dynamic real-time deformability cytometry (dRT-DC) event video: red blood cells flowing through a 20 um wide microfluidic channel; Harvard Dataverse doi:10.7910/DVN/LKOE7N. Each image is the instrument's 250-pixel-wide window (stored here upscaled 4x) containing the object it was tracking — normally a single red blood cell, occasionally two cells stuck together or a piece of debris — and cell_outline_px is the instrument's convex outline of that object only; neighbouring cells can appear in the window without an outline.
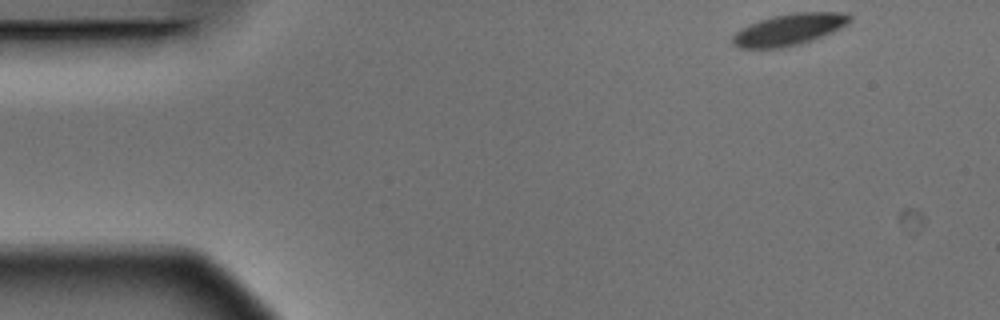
{"species": "Egyptian fruit bat (a non-hibernating species)", "species_latin": "Rousettus aegyptiacus", "temperature_condition": "warm", "stored_images_in_passage": 4, "camera_frame_rate_fps": 3000, "um_per_image_px": 0.085, "animal": {"sex": "male"}, "frame": {"image": 1, "passage_image": 1, "time_ms": 0.0, "image_size_px": [1000, 320], "cell_outline_px": [[852, 20], [848, 24], [832, 32], [812, 40], [800, 44], [784, 48], [740, 48], [732, 44], [732, 36], [740, 28], [748, 24], [772, 16], [792, 12], [848, 12], [852, 16]], "centroid_in_image_um": [67.09, 2.5], "position_along_channel_um": 17.9, "area_um2": 21.85}}
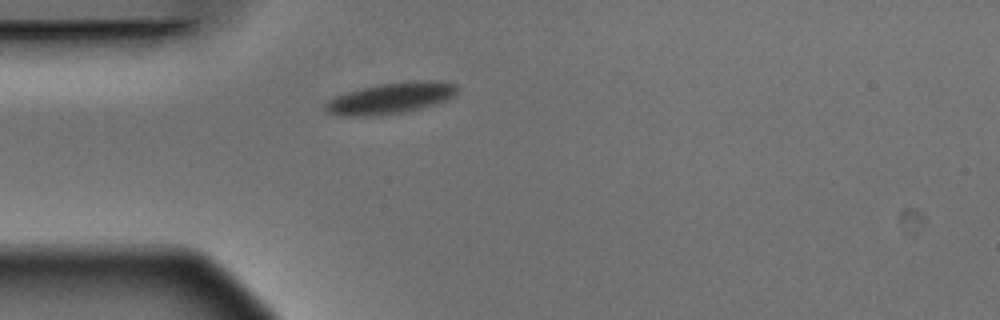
{"frame": {"image": 2, "passage_image": 4, "time_ms": 1.0, "image_size_px": [1000, 320], "cell_outline_px": [[460, 88], [456, 96], [448, 100], [420, 108], [404, 112], [380, 116], [340, 116], [328, 112], [324, 108], [324, 104], [332, 96], [360, 88], [380, 84], [404, 80], [440, 80], [456, 84]], "centroid_in_image_um": [33.24, 8.33], "position_along_channel_um": 51.8, "area_um2": 24.62}}